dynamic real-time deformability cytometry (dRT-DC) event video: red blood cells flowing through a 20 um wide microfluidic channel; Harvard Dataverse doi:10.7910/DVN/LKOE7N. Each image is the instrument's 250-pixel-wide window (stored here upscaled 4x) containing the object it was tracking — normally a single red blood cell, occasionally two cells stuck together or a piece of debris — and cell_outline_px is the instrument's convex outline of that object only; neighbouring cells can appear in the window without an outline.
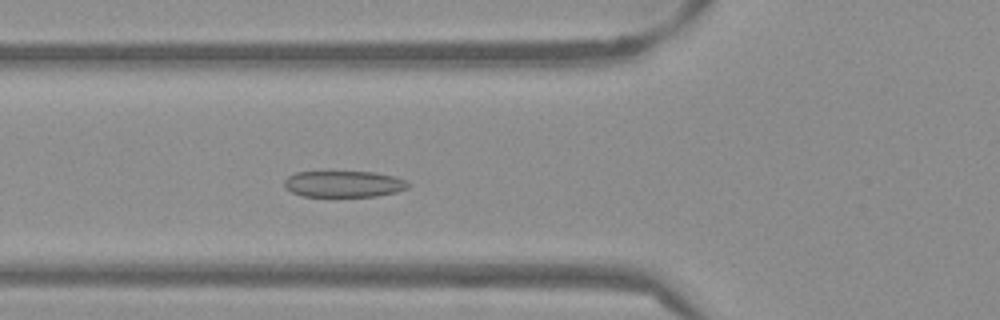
{"species": "Egyptian fruit bat (a non-hibernating species)", "species_latin": "Rousettus aegyptiacus", "temperature_condition": "warm", "stored_images_in_passage": 44, "camera_frame_rate_fps": 3000, "um_per_image_px": 0.085, "frame": {"image": 1, "passage_image": 10, "time_ms": 3.0, "image_size_px": [1000, 320], "cell_outline_px": [[408, 188], [396, 192], [376, 196], [304, 196], [292, 192], [284, 188], [284, 180], [288, 176], [296, 172], [372, 172], [396, 176], [404, 180], [408, 184]], "centroid_in_image_um": [29.2, 15.64], "position_along_channel_um": 96.6, "area_um2": 18.9}}
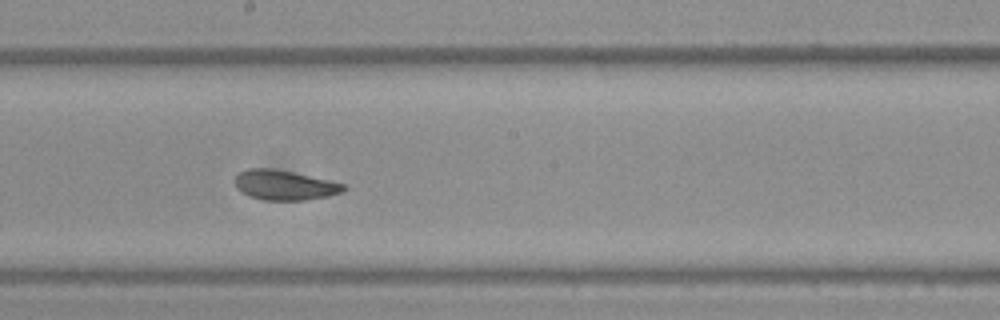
{"frame": {"image": 2, "passage_image": 20, "time_ms": 6.333, "image_size_px": [1000, 320], "cell_outline_px": [[348, 188], [340, 192], [328, 196], [304, 200], [264, 200], [252, 196], [236, 188], [232, 180], [240, 172], [248, 168], [272, 168], [292, 172], [328, 180], [344, 184]], "centroid_in_image_um": [24.15, 15.72], "position_along_channel_um": 224.0, "area_um2": 18.73}}
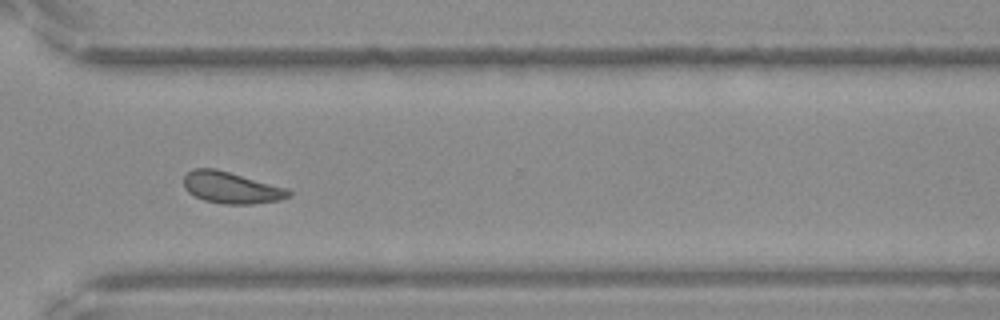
{"frame": {"image": 3, "passage_image": 30, "time_ms": 9.667, "image_size_px": [1000, 320], "cell_outline_px": [[292, 196], [280, 200], [252, 204], [224, 204], [204, 200], [188, 192], [184, 188], [184, 176], [192, 168], [216, 168], [288, 188], [292, 192]], "centroid_in_image_um": [19.68, 15.94], "position_along_channel_um": 350.9, "area_um2": 19.48}, "authors_computed_cell_mechanics": {"area_um2": 19.0162, "velocity_mm_per_s": 3.809, "shape_relaxation_time_tau1_ms": 2.9547, "shape_relaxation_time_tau2_ms": 1.6635, "deformation_change_tau1": 0.0934, "deformation_change_tau2": 0.07}}